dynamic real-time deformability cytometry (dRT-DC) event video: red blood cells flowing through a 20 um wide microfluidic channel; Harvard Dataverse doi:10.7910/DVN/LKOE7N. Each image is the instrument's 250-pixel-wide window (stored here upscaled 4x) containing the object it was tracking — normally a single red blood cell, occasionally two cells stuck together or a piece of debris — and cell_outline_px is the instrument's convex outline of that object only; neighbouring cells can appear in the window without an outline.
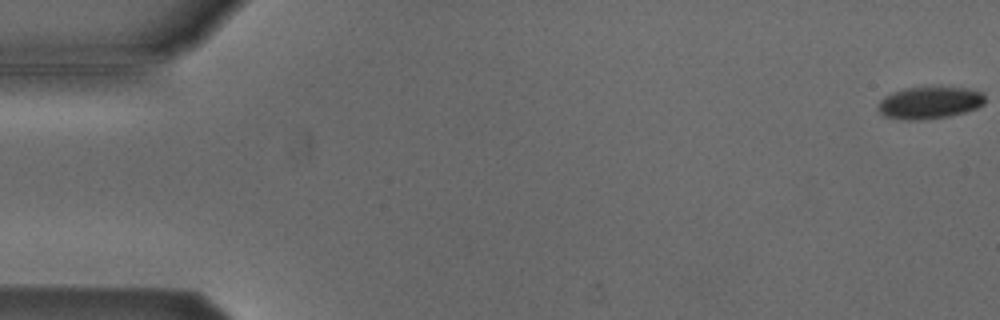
{"species": "Egyptian fruit bat (a non-hibernating species)", "species_latin": "Rousettus aegyptiacus", "temperature_condition": "cold", "stored_images_in_passage": 54, "camera_frame_rate_fps": 3000, "um_per_image_px": 0.085, "animal": {"sex": "male"}, "frame": {"image": 1, "passage_image": 1, "time_ms": 0.0, "image_size_px": [1000, 320], "cell_outline_px": [[984, 104], [976, 108], [964, 112], [948, 116], [916, 120], [900, 120], [884, 116], [880, 112], [880, 100], [884, 96], [892, 92], [904, 88], [964, 88], [984, 92]], "centroid_in_image_um": [79.0, 8.74], "position_along_channel_um": 6.0, "area_um2": 19.71}}
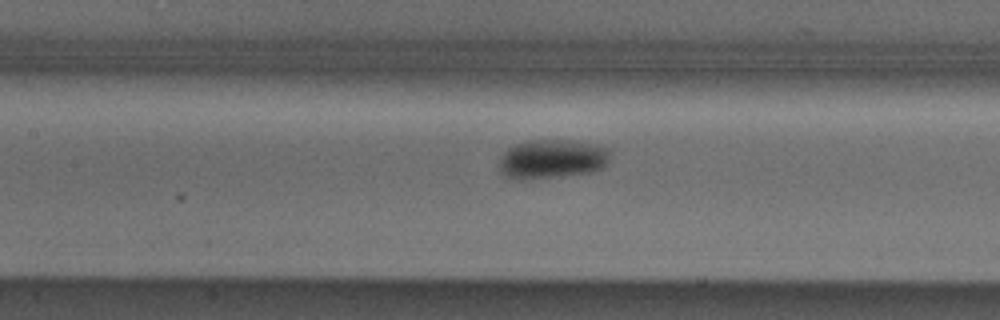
{"frame": {"image": 2, "passage_image": 25, "time_ms": 8.0, "image_size_px": [1000, 320], "cell_outline_px": [[612, 156], [608, 164], [604, 168], [592, 172], [560, 176], [524, 180], [512, 180], [504, 176], [500, 172], [500, 156], [508, 148], [516, 144], [532, 140], [564, 140], [592, 144], [608, 148]], "centroid_in_image_um": [46.93, 13.54], "position_along_channel_um": 160.5, "area_um2": 25.61}}
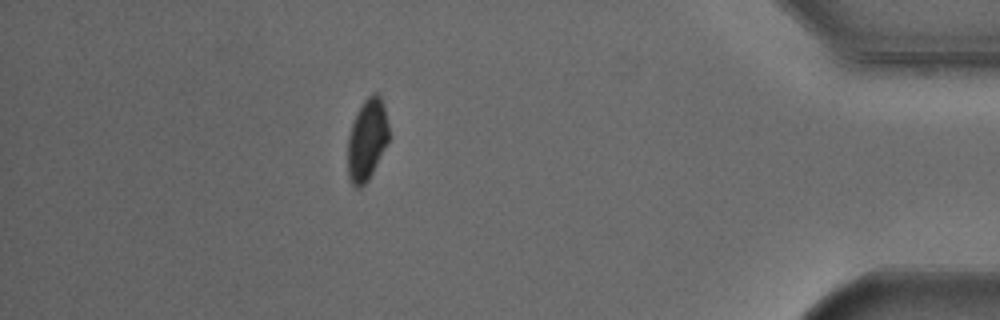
{"frame": {"image": 3, "passage_image": 48, "time_ms": 15.667, "image_size_px": [1000, 320], "cell_outline_px": [[388, 140], [368, 180], [360, 188], [356, 188], [352, 184], [348, 176], [348, 136], [352, 124], [364, 100], [372, 92], [376, 92], [380, 96], [384, 104], [388, 124]], "centroid_in_image_um": [31.19, 11.86], "position_along_channel_um": 404.0, "area_um2": 19.19}, "authors_computed_cell_mechanics": {"area_um2": 21.7617, "velocity_mm_per_s": 3.813, "shape_relaxation_time_tau1_ms": 3.2392, "shape_relaxation_time_tau2_ms": null, "deformation_change_tau1": 0.0752, "deformation_change_tau2": null}}